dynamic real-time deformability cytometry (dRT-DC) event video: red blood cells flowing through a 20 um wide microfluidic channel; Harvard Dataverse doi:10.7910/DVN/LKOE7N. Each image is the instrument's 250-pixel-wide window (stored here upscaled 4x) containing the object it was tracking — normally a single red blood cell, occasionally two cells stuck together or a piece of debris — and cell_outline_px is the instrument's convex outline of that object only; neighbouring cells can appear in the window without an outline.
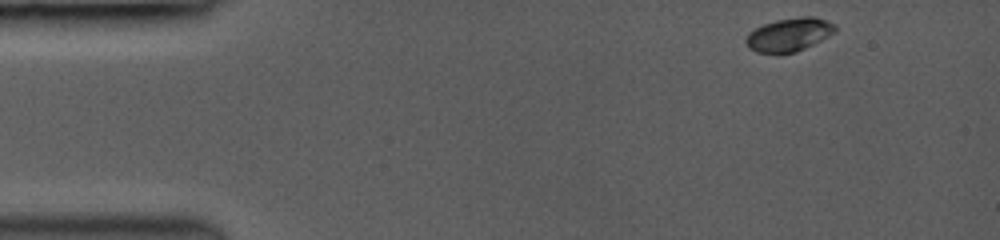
{"species": "common noctule bat (a hibernating species)", "species_latin": "Nyctalus noctula", "temperature_condition": "room temperature", "stored_images_in_passage": 43, "camera_frame_rate_fps": 3000, "um_per_image_px": 0.085, "animal": {"sex": "female", "body_mass_g": 19.0, "forearm_length_mm": 53.3}, "frame": {"image": 1, "passage_image": 1, "time_ms": 0.0, "image_size_px": [1000, 240], "cell_outline_px": [[836, 32], [796, 52], [780, 56], [756, 52], [748, 48], [744, 40], [748, 32], [764, 24], [776, 20], [800, 16], [812, 16], [836, 24]], "centroid_in_image_um": [67.02, 2.98], "position_along_channel_um": 18.0, "area_um2": 17.74}}
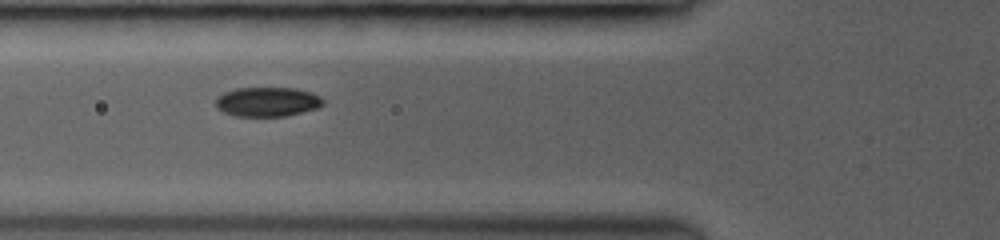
{"frame": {"image": 2, "passage_image": 26, "time_ms": 4.333, "image_size_px": [1000, 240], "cell_outline_px": [[324, 104], [320, 108], [284, 116], [236, 116], [224, 112], [216, 108], [216, 96], [224, 92], [236, 88], [296, 88], [312, 92], [320, 96], [324, 100]], "centroid_in_image_um": [22.75, 8.65], "position_along_channel_um": 103.1, "area_um2": 18.61}}
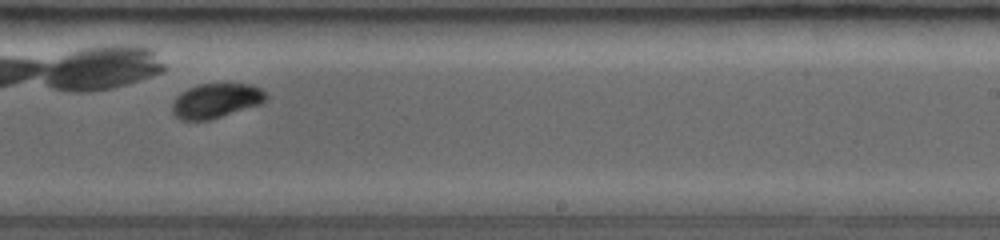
{"frame": {"image": 3, "passage_image": 40, "time_ms": 8.333, "image_size_px": [1000, 240], "cell_outline_px": [[268, 96], [260, 104], [208, 120], [180, 120], [172, 112], [172, 104], [176, 96], [180, 92], [188, 88], [200, 84], [252, 84], [264, 88], [268, 92]], "centroid_in_image_um": [18.37, 8.54], "position_along_channel_um": 270.6, "area_um2": 18.96}}